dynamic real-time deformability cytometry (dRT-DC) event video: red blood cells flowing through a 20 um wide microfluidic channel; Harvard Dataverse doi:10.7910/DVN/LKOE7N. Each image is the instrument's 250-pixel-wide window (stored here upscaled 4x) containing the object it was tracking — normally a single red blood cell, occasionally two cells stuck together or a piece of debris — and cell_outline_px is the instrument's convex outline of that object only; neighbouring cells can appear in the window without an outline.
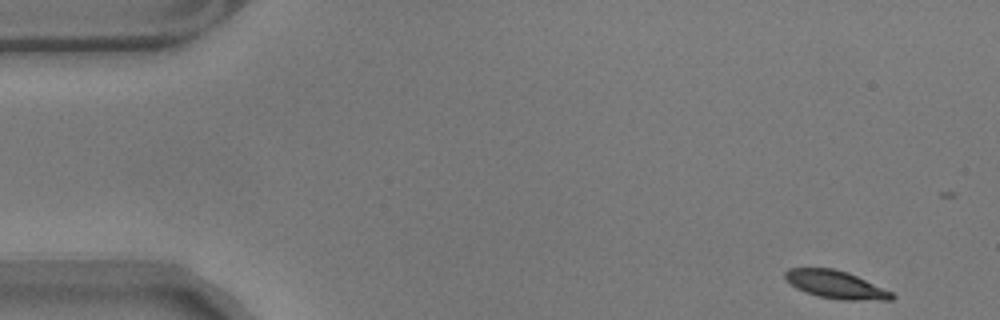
{"species": "common noctule bat (a hibernating species)", "species_latin": "Nyctalus noctula", "temperature_condition": "warm", "stored_images_in_passage": 10, "camera_frame_rate_fps": 3000, "um_per_image_px": 0.085, "animal": {"sex": "male", "body_mass_g": 17.9}, "frame": {"image": 1, "passage_image": 1, "time_ms": 0.0, "image_size_px": [1000, 320], "cell_outline_px": [[896, 296], [892, 300], [840, 300], [820, 296], [804, 292], [796, 288], [784, 276], [784, 272], [788, 268], [832, 268], [848, 272], [892, 292]], "centroid_in_image_um": [71.05, 24.19], "position_along_channel_um": 14.0, "area_um2": 17.22}}